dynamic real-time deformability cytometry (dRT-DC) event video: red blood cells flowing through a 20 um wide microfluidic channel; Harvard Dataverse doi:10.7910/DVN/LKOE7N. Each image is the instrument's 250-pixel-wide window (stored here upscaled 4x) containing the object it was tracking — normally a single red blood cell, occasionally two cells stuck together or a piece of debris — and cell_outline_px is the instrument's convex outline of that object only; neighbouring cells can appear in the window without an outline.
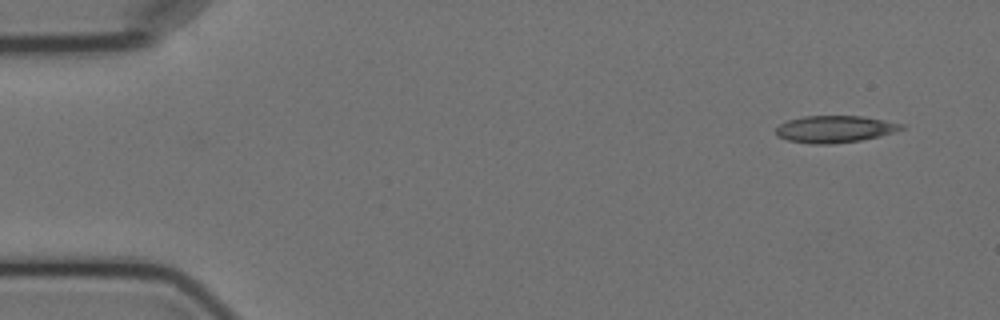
{"species": "Egyptian fruit bat (a non-hibernating species)", "species_latin": "Rousettus aegyptiacus", "temperature_condition": "cold", "stored_images_in_passage": 6, "camera_frame_rate_fps": 3000, "um_per_image_px": 0.085, "animal": {"sex": "female"}, "frame": {"image": 1, "passage_image": 1, "time_ms": 0.0, "image_size_px": [1000, 320], "cell_outline_px": [[904, 128], [880, 136], [860, 140], [828, 144], [812, 144], [788, 140], [776, 136], [776, 128], [780, 124], [788, 120], [804, 116], [864, 116], [904, 124]], "centroid_in_image_um": [70.94, 10.97], "position_along_channel_um": 14.1, "area_um2": 19.59}}
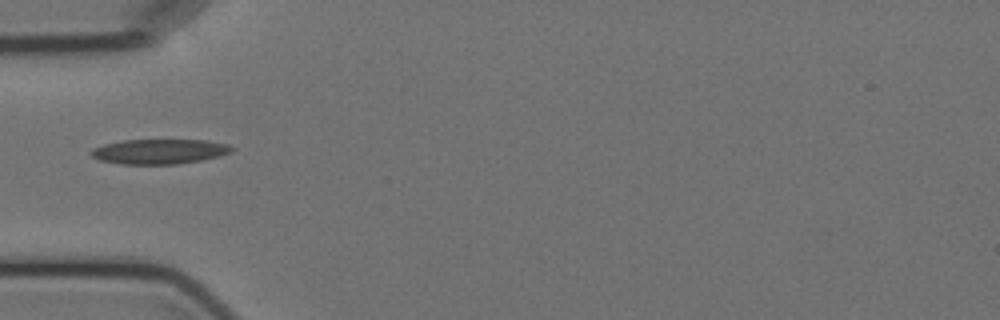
{"frame": {"image": 2, "passage_image": 5, "time_ms": 4.667, "image_size_px": [1000, 320], "cell_outline_px": [[236, 148], [232, 152], [200, 160], [176, 164], [120, 164], [100, 160], [92, 156], [88, 152], [92, 148], [104, 144], [124, 140], [208, 140], [228, 144]], "centroid_in_image_um": [13.53, 12.87], "position_along_channel_um": 71.5, "area_um2": 20.4}}
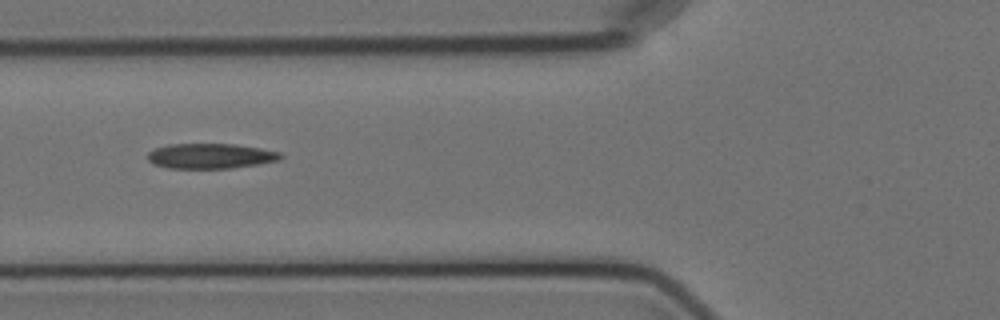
{"frame": {"image": 3, "passage_image": 6, "time_ms": 5.667, "image_size_px": [1000, 320], "cell_outline_px": [[284, 156], [280, 160], [232, 168], [168, 168], [152, 164], [148, 160], [148, 152], [156, 148], [168, 144], [232, 144], [260, 148], [280, 152]], "centroid_in_image_um": [17.88, 13.26], "position_along_channel_um": 107.9, "area_um2": 19.42}}